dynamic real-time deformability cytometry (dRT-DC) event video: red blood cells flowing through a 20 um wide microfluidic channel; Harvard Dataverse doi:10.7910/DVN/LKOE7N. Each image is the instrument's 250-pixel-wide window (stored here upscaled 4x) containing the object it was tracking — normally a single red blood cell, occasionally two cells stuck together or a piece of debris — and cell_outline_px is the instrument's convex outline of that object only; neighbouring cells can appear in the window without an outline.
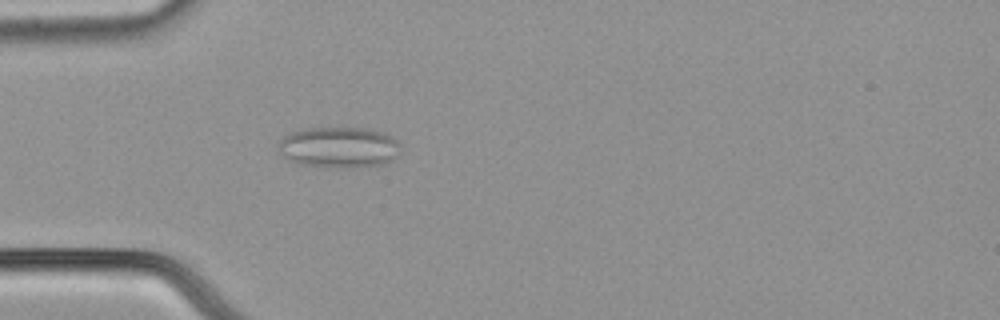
{"species": "common noctule bat (a hibernating species)", "species_latin": "Nyctalus noctula", "temperature_condition": "cold", "stored_images_in_passage": 55, "camera_frame_rate_fps": 3000, "um_per_image_px": 0.085, "animal": {"sex": "male", "body_mass_g": 21.5, "forearm_length_mm": 52.0}, "frame": {"image": 1, "passage_image": 17, "time_ms": 5.333, "image_size_px": [1000, 320], "cell_outline_px": [[400, 144], [396, 156], [392, 160], [384, 164], [352, 168], [328, 168], [300, 164], [288, 160], [280, 152], [280, 140], [284, 136], [292, 132], [308, 128], [368, 128], [384, 132], [396, 140]], "centroid_in_image_um": [28.83, 12.54], "position_along_channel_um": 56.2, "area_um2": 29.25}}
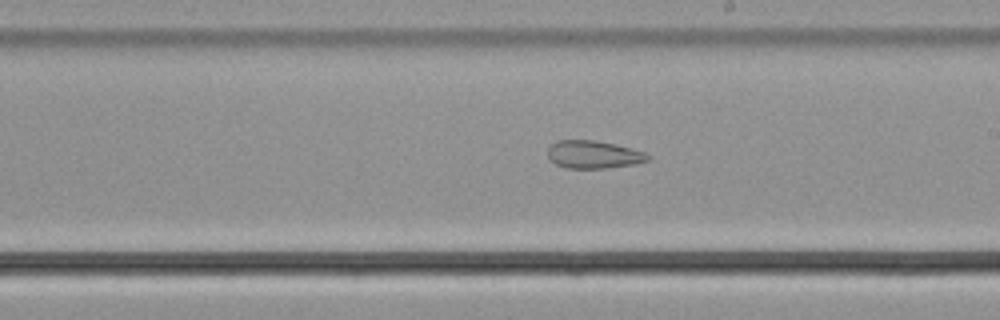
{"frame": {"image": 2, "passage_image": 32, "time_ms": 10.333, "image_size_px": [1000, 320], "cell_outline_px": [[652, 156], [648, 160], [636, 164], [604, 168], [564, 168], [556, 164], [548, 156], [548, 148], [556, 140], [596, 140], [616, 144], [632, 148], [644, 152]], "centroid_in_image_um": [50.47, 13.13], "position_along_channel_um": 238.5, "area_um2": 16.3}}
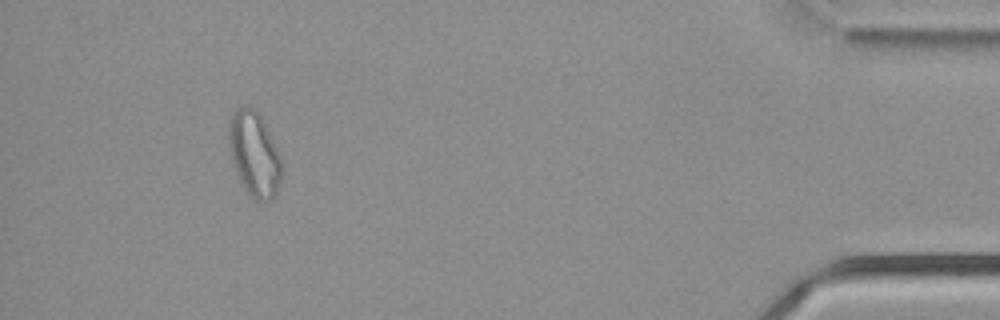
{"frame": {"image": 3, "passage_image": 51, "time_ms": 16.667, "image_size_px": [1000, 320], "cell_outline_px": [[280, 180], [276, 192], [272, 200], [256, 200], [248, 196], [236, 172], [228, 148], [228, 124], [232, 112], [236, 108], [256, 108], [280, 156]], "centroid_in_image_um": [21.56, 13.1], "position_along_channel_um": 413.6, "area_um2": 25.72}, "authors_computed_cell_mechanics": {"area_um2": 24.2182, "velocity_mm_per_s": 3.7853, "shape_relaxation_time_tau1_ms": null, "shape_relaxation_time_tau2_ms": 4.4667, "deformation_change_tau1": null, "deformation_change_tau2": 0.1355}}